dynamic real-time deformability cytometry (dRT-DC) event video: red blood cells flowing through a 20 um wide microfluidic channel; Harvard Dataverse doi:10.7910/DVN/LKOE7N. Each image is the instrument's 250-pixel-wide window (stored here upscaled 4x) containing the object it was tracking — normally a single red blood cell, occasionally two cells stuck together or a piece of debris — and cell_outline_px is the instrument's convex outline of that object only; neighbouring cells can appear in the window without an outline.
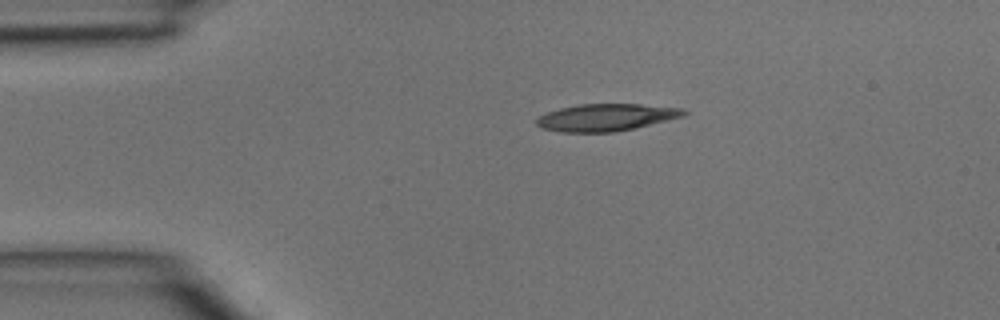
{"species": "common noctule bat (a hibernating species)", "species_latin": "Nyctalus noctula", "temperature_condition": "room temperature", "stored_images_in_passage": 2, "camera_frame_rate_fps": 3000, "um_per_image_px": 0.085, "animal": {"sex": "male", "body_mass_g": 15.6}, "frame": {"image": 1, "passage_image": 1, "time_ms": 0.0, "image_size_px": [1000, 320], "cell_outline_px": [[688, 112], [684, 116], [636, 128], [616, 132], [560, 132], [540, 128], [536, 124], [536, 120], [540, 116], [548, 112], [560, 108], [580, 104], [640, 104], [684, 108]], "centroid_in_image_um": [51.54, 9.98], "position_along_channel_um": 33.5, "area_um2": 23.41}}